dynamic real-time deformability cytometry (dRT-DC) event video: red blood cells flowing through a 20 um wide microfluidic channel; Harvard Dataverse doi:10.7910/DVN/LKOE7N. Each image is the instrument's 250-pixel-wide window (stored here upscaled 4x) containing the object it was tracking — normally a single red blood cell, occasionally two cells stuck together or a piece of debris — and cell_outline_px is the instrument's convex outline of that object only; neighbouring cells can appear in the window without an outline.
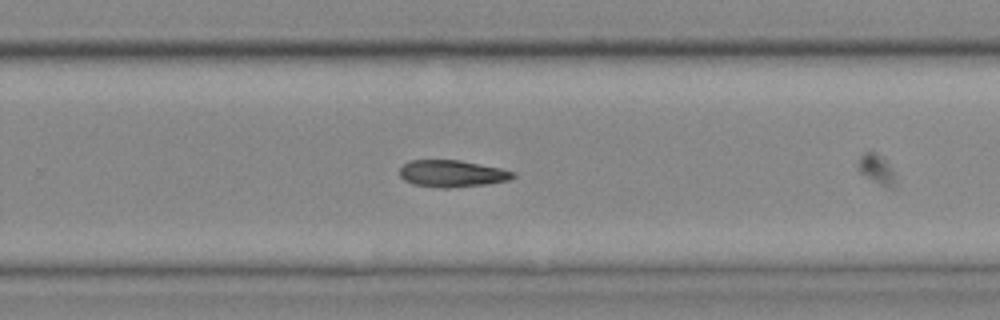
{"species": "common noctule bat (a hibernating species)", "species_latin": "Nyctalus noctula", "temperature_condition": "cold", "stored_images_in_passage": 29, "camera_frame_rate_fps": 3000, "um_per_image_px": 0.085, "animal": {"sex": "female", "body_mass_g": 25.1}, "frame": {"image": 1, "passage_image": 25, "time_ms": 8.0, "image_size_px": [1000, 320], "cell_outline_px": [[516, 176], [508, 180], [488, 184], [448, 188], [440, 188], [412, 184], [404, 180], [400, 176], [400, 168], [404, 164], [412, 160], [460, 160], [500, 168], [516, 172]], "centroid_in_image_um": [38.43, 14.76], "position_along_channel_um": 291.4, "area_um2": 17.8}}